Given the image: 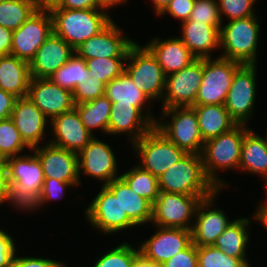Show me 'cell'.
I'll use <instances>...</instances> for the list:
<instances>
[{
    "mask_svg": "<svg viewBox=\"0 0 267 267\" xmlns=\"http://www.w3.org/2000/svg\"><path fill=\"white\" fill-rule=\"evenodd\" d=\"M159 192L212 196L219 189L207 178L201 154L186 153L158 177Z\"/></svg>",
    "mask_w": 267,
    "mask_h": 267,
    "instance_id": "cell-1",
    "label": "cell"
},
{
    "mask_svg": "<svg viewBox=\"0 0 267 267\" xmlns=\"http://www.w3.org/2000/svg\"><path fill=\"white\" fill-rule=\"evenodd\" d=\"M49 12L53 21V33L74 50L112 21L107 11L102 9H51Z\"/></svg>",
    "mask_w": 267,
    "mask_h": 267,
    "instance_id": "cell-2",
    "label": "cell"
},
{
    "mask_svg": "<svg viewBox=\"0 0 267 267\" xmlns=\"http://www.w3.org/2000/svg\"><path fill=\"white\" fill-rule=\"evenodd\" d=\"M248 129L246 124H237L231 130L204 142L201 153L204 171L219 190L226 185L216 172L218 169L239 168L243 138Z\"/></svg>",
    "mask_w": 267,
    "mask_h": 267,
    "instance_id": "cell-3",
    "label": "cell"
},
{
    "mask_svg": "<svg viewBox=\"0 0 267 267\" xmlns=\"http://www.w3.org/2000/svg\"><path fill=\"white\" fill-rule=\"evenodd\" d=\"M13 205L28 210L38 199L45 180L42 165L35 152L32 155L6 159Z\"/></svg>",
    "mask_w": 267,
    "mask_h": 267,
    "instance_id": "cell-4",
    "label": "cell"
},
{
    "mask_svg": "<svg viewBox=\"0 0 267 267\" xmlns=\"http://www.w3.org/2000/svg\"><path fill=\"white\" fill-rule=\"evenodd\" d=\"M257 17L231 20L220 29V57L242 64H256L260 26Z\"/></svg>",
    "mask_w": 267,
    "mask_h": 267,
    "instance_id": "cell-5",
    "label": "cell"
},
{
    "mask_svg": "<svg viewBox=\"0 0 267 267\" xmlns=\"http://www.w3.org/2000/svg\"><path fill=\"white\" fill-rule=\"evenodd\" d=\"M124 71L129 75L137 88L152 102L155 98L156 100H162L166 75L156 58L145 46L142 47L135 42L129 48Z\"/></svg>",
    "mask_w": 267,
    "mask_h": 267,
    "instance_id": "cell-6",
    "label": "cell"
},
{
    "mask_svg": "<svg viewBox=\"0 0 267 267\" xmlns=\"http://www.w3.org/2000/svg\"><path fill=\"white\" fill-rule=\"evenodd\" d=\"M161 114L163 119L171 116V121L167 123L157 121L155 124L157 129L186 153H202L204 141L192 106L162 109Z\"/></svg>",
    "mask_w": 267,
    "mask_h": 267,
    "instance_id": "cell-7",
    "label": "cell"
},
{
    "mask_svg": "<svg viewBox=\"0 0 267 267\" xmlns=\"http://www.w3.org/2000/svg\"><path fill=\"white\" fill-rule=\"evenodd\" d=\"M132 146L141 158L138 165L157 178L186 154L155 126Z\"/></svg>",
    "mask_w": 267,
    "mask_h": 267,
    "instance_id": "cell-8",
    "label": "cell"
},
{
    "mask_svg": "<svg viewBox=\"0 0 267 267\" xmlns=\"http://www.w3.org/2000/svg\"><path fill=\"white\" fill-rule=\"evenodd\" d=\"M242 63L217 57L204 58L203 77L194 105H224L236 70Z\"/></svg>",
    "mask_w": 267,
    "mask_h": 267,
    "instance_id": "cell-9",
    "label": "cell"
},
{
    "mask_svg": "<svg viewBox=\"0 0 267 267\" xmlns=\"http://www.w3.org/2000/svg\"><path fill=\"white\" fill-rule=\"evenodd\" d=\"M210 196H190L179 193L159 192L152 207V220L155 227L183 228L191 230L192 217H195L199 203Z\"/></svg>",
    "mask_w": 267,
    "mask_h": 267,
    "instance_id": "cell-10",
    "label": "cell"
},
{
    "mask_svg": "<svg viewBox=\"0 0 267 267\" xmlns=\"http://www.w3.org/2000/svg\"><path fill=\"white\" fill-rule=\"evenodd\" d=\"M204 70V59L166 76L162 109L194 106Z\"/></svg>",
    "mask_w": 267,
    "mask_h": 267,
    "instance_id": "cell-11",
    "label": "cell"
},
{
    "mask_svg": "<svg viewBox=\"0 0 267 267\" xmlns=\"http://www.w3.org/2000/svg\"><path fill=\"white\" fill-rule=\"evenodd\" d=\"M53 34L49 11L37 10L13 31L11 55L30 63L39 47Z\"/></svg>",
    "mask_w": 267,
    "mask_h": 267,
    "instance_id": "cell-12",
    "label": "cell"
},
{
    "mask_svg": "<svg viewBox=\"0 0 267 267\" xmlns=\"http://www.w3.org/2000/svg\"><path fill=\"white\" fill-rule=\"evenodd\" d=\"M256 64H242L235 73L224 103L237 124H246L256 98Z\"/></svg>",
    "mask_w": 267,
    "mask_h": 267,
    "instance_id": "cell-13",
    "label": "cell"
},
{
    "mask_svg": "<svg viewBox=\"0 0 267 267\" xmlns=\"http://www.w3.org/2000/svg\"><path fill=\"white\" fill-rule=\"evenodd\" d=\"M85 214L90 225L103 234L115 233L137 226L127 216V213H123L118 198L104 185L87 207Z\"/></svg>",
    "mask_w": 267,
    "mask_h": 267,
    "instance_id": "cell-14",
    "label": "cell"
},
{
    "mask_svg": "<svg viewBox=\"0 0 267 267\" xmlns=\"http://www.w3.org/2000/svg\"><path fill=\"white\" fill-rule=\"evenodd\" d=\"M112 20L97 35L83 42L75 53L85 60L92 58H127L129 48L135 43L132 39L123 37Z\"/></svg>",
    "mask_w": 267,
    "mask_h": 267,
    "instance_id": "cell-15",
    "label": "cell"
},
{
    "mask_svg": "<svg viewBox=\"0 0 267 267\" xmlns=\"http://www.w3.org/2000/svg\"><path fill=\"white\" fill-rule=\"evenodd\" d=\"M78 167L79 178L80 173H84L100 181H105L103 185L120 177V175L116 176L117 161L111 146L96 137H93L78 153Z\"/></svg>",
    "mask_w": 267,
    "mask_h": 267,
    "instance_id": "cell-16",
    "label": "cell"
},
{
    "mask_svg": "<svg viewBox=\"0 0 267 267\" xmlns=\"http://www.w3.org/2000/svg\"><path fill=\"white\" fill-rule=\"evenodd\" d=\"M27 97L50 121L75 106L72 93L47 78H31Z\"/></svg>",
    "mask_w": 267,
    "mask_h": 267,
    "instance_id": "cell-17",
    "label": "cell"
},
{
    "mask_svg": "<svg viewBox=\"0 0 267 267\" xmlns=\"http://www.w3.org/2000/svg\"><path fill=\"white\" fill-rule=\"evenodd\" d=\"M41 162L44 178H55L70 184H80L78 153L56 147L52 144L34 147Z\"/></svg>",
    "mask_w": 267,
    "mask_h": 267,
    "instance_id": "cell-18",
    "label": "cell"
},
{
    "mask_svg": "<svg viewBox=\"0 0 267 267\" xmlns=\"http://www.w3.org/2000/svg\"><path fill=\"white\" fill-rule=\"evenodd\" d=\"M219 191L203 199L197 207L195 223L191 229L192 242L197 247L214 245L217 238L233 222L227 219L224 210L210 209Z\"/></svg>",
    "mask_w": 267,
    "mask_h": 267,
    "instance_id": "cell-19",
    "label": "cell"
},
{
    "mask_svg": "<svg viewBox=\"0 0 267 267\" xmlns=\"http://www.w3.org/2000/svg\"><path fill=\"white\" fill-rule=\"evenodd\" d=\"M191 242V230L158 227L155 234L141 243L139 249L147 259L163 264L184 250Z\"/></svg>",
    "mask_w": 267,
    "mask_h": 267,
    "instance_id": "cell-20",
    "label": "cell"
},
{
    "mask_svg": "<svg viewBox=\"0 0 267 267\" xmlns=\"http://www.w3.org/2000/svg\"><path fill=\"white\" fill-rule=\"evenodd\" d=\"M54 133L50 144L79 153L94 137L82 123L75 108L54 117L50 121Z\"/></svg>",
    "mask_w": 267,
    "mask_h": 267,
    "instance_id": "cell-21",
    "label": "cell"
},
{
    "mask_svg": "<svg viewBox=\"0 0 267 267\" xmlns=\"http://www.w3.org/2000/svg\"><path fill=\"white\" fill-rule=\"evenodd\" d=\"M74 54L75 50L53 33L39 47L29 63L31 78L49 79Z\"/></svg>",
    "mask_w": 267,
    "mask_h": 267,
    "instance_id": "cell-22",
    "label": "cell"
},
{
    "mask_svg": "<svg viewBox=\"0 0 267 267\" xmlns=\"http://www.w3.org/2000/svg\"><path fill=\"white\" fill-rule=\"evenodd\" d=\"M152 114L146 111V114L133 105H112L108 135L120 133H129L132 143L138 141L143 135L149 132L158 121Z\"/></svg>",
    "mask_w": 267,
    "mask_h": 267,
    "instance_id": "cell-23",
    "label": "cell"
},
{
    "mask_svg": "<svg viewBox=\"0 0 267 267\" xmlns=\"http://www.w3.org/2000/svg\"><path fill=\"white\" fill-rule=\"evenodd\" d=\"M12 121L19 131L23 141L32 149L39 146L45 135L48 118L27 97L16 98Z\"/></svg>",
    "mask_w": 267,
    "mask_h": 267,
    "instance_id": "cell-24",
    "label": "cell"
},
{
    "mask_svg": "<svg viewBox=\"0 0 267 267\" xmlns=\"http://www.w3.org/2000/svg\"><path fill=\"white\" fill-rule=\"evenodd\" d=\"M145 47L156 58L166 76L184 69L197 59L179 37L164 41L155 37Z\"/></svg>",
    "mask_w": 267,
    "mask_h": 267,
    "instance_id": "cell-25",
    "label": "cell"
},
{
    "mask_svg": "<svg viewBox=\"0 0 267 267\" xmlns=\"http://www.w3.org/2000/svg\"><path fill=\"white\" fill-rule=\"evenodd\" d=\"M181 24L180 39L184 46L197 59L212 58L211 51L220 47V28L190 19Z\"/></svg>",
    "mask_w": 267,
    "mask_h": 267,
    "instance_id": "cell-26",
    "label": "cell"
},
{
    "mask_svg": "<svg viewBox=\"0 0 267 267\" xmlns=\"http://www.w3.org/2000/svg\"><path fill=\"white\" fill-rule=\"evenodd\" d=\"M104 186L118 198L123 213H127V216L136 225L151 222L153 205L131 190L121 177L112 180Z\"/></svg>",
    "mask_w": 267,
    "mask_h": 267,
    "instance_id": "cell-27",
    "label": "cell"
},
{
    "mask_svg": "<svg viewBox=\"0 0 267 267\" xmlns=\"http://www.w3.org/2000/svg\"><path fill=\"white\" fill-rule=\"evenodd\" d=\"M30 80L29 62L13 55L0 56V89L17 98L25 97Z\"/></svg>",
    "mask_w": 267,
    "mask_h": 267,
    "instance_id": "cell-28",
    "label": "cell"
},
{
    "mask_svg": "<svg viewBox=\"0 0 267 267\" xmlns=\"http://www.w3.org/2000/svg\"><path fill=\"white\" fill-rule=\"evenodd\" d=\"M192 107L196 112L204 142L218 137L237 125L224 105H194Z\"/></svg>",
    "mask_w": 267,
    "mask_h": 267,
    "instance_id": "cell-29",
    "label": "cell"
},
{
    "mask_svg": "<svg viewBox=\"0 0 267 267\" xmlns=\"http://www.w3.org/2000/svg\"><path fill=\"white\" fill-rule=\"evenodd\" d=\"M239 169L259 174L267 182V141L251 129L243 138Z\"/></svg>",
    "mask_w": 267,
    "mask_h": 267,
    "instance_id": "cell-30",
    "label": "cell"
},
{
    "mask_svg": "<svg viewBox=\"0 0 267 267\" xmlns=\"http://www.w3.org/2000/svg\"><path fill=\"white\" fill-rule=\"evenodd\" d=\"M105 96L112 102V105H133L142 113L145 103L151 101L137 88L125 71L106 84Z\"/></svg>",
    "mask_w": 267,
    "mask_h": 267,
    "instance_id": "cell-31",
    "label": "cell"
},
{
    "mask_svg": "<svg viewBox=\"0 0 267 267\" xmlns=\"http://www.w3.org/2000/svg\"><path fill=\"white\" fill-rule=\"evenodd\" d=\"M248 218H238L225 229L217 238L214 246L222 250L228 256L246 258V248L249 241Z\"/></svg>",
    "mask_w": 267,
    "mask_h": 267,
    "instance_id": "cell-32",
    "label": "cell"
},
{
    "mask_svg": "<svg viewBox=\"0 0 267 267\" xmlns=\"http://www.w3.org/2000/svg\"><path fill=\"white\" fill-rule=\"evenodd\" d=\"M85 128L91 133L98 128L108 134V124L112 108V102L105 96L83 102L74 106Z\"/></svg>",
    "mask_w": 267,
    "mask_h": 267,
    "instance_id": "cell-33",
    "label": "cell"
},
{
    "mask_svg": "<svg viewBox=\"0 0 267 267\" xmlns=\"http://www.w3.org/2000/svg\"><path fill=\"white\" fill-rule=\"evenodd\" d=\"M36 11L34 0H1L0 25L14 31Z\"/></svg>",
    "mask_w": 267,
    "mask_h": 267,
    "instance_id": "cell-34",
    "label": "cell"
},
{
    "mask_svg": "<svg viewBox=\"0 0 267 267\" xmlns=\"http://www.w3.org/2000/svg\"><path fill=\"white\" fill-rule=\"evenodd\" d=\"M120 177L129 185L136 194L148 200L152 205L159 195L158 178L139 165L120 174Z\"/></svg>",
    "mask_w": 267,
    "mask_h": 267,
    "instance_id": "cell-35",
    "label": "cell"
},
{
    "mask_svg": "<svg viewBox=\"0 0 267 267\" xmlns=\"http://www.w3.org/2000/svg\"><path fill=\"white\" fill-rule=\"evenodd\" d=\"M89 73L85 59L76 53L49 78L54 84L70 91H74L76 85Z\"/></svg>",
    "mask_w": 267,
    "mask_h": 267,
    "instance_id": "cell-36",
    "label": "cell"
},
{
    "mask_svg": "<svg viewBox=\"0 0 267 267\" xmlns=\"http://www.w3.org/2000/svg\"><path fill=\"white\" fill-rule=\"evenodd\" d=\"M247 260L228 256L214 245L197 247L198 267H249Z\"/></svg>",
    "mask_w": 267,
    "mask_h": 267,
    "instance_id": "cell-37",
    "label": "cell"
},
{
    "mask_svg": "<svg viewBox=\"0 0 267 267\" xmlns=\"http://www.w3.org/2000/svg\"><path fill=\"white\" fill-rule=\"evenodd\" d=\"M126 58H92L85 60L91 77H95L105 84L124 72Z\"/></svg>",
    "mask_w": 267,
    "mask_h": 267,
    "instance_id": "cell-38",
    "label": "cell"
},
{
    "mask_svg": "<svg viewBox=\"0 0 267 267\" xmlns=\"http://www.w3.org/2000/svg\"><path fill=\"white\" fill-rule=\"evenodd\" d=\"M25 147L31 150L23 141L12 119L0 120V153L7 159L17 156Z\"/></svg>",
    "mask_w": 267,
    "mask_h": 267,
    "instance_id": "cell-39",
    "label": "cell"
},
{
    "mask_svg": "<svg viewBox=\"0 0 267 267\" xmlns=\"http://www.w3.org/2000/svg\"><path fill=\"white\" fill-rule=\"evenodd\" d=\"M140 249H135L128 242L122 243L100 257L93 267H132Z\"/></svg>",
    "mask_w": 267,
    "mask_h": 267,
    "instance_id": "cell-40",
    "label": "cell"
},
{
    "mask_svg": "<svg viewBox=\"0 0 267 267\" xmlns=\"http://www.w3.org/2000/svg\"><path fill=\"white\" fill-rule=\"evenodd\" d=\"M189 19L204 22L220 29L222 26L220 9L216 0H196Z\"/></svg>",
    "mask_w": 267,
    "mask_h": 267,
    "instance_id": "cell-41",
    "label": "cell"
},
{
    "mask_svg": "<svg viewBox=\"0 0 267 267\" xmlns=\"http://www.w3.org/2000/svg\"><path fill=\"white\" fill-rule=\"evenodd\" d=\"M106 84L88 73L85 78L76 85L72 92V98L75 105L97 99L105 95Z\"/></svg>",
    "mask_w": 267,
    "mask_h": 267,
    "instance_id": "cell-42",
    "label": "cell"
},
{
    "mask_svg": "<svg viewBox=\"0 0 267 267\" xmlns=\"http://www.w3.org/2000/svg\"><path fill=\"white\" fill-rule=\"evenodd\" d=\"M256 0H218L220 15L224 14L229 21L255 16L253 5Z\"/></svg>",
    "mask_w": 267,
    "mask_h": 267,
    "instance_id": "cell-43",
    "label": "cell"
},
{
    "mask_svg": "<svg viewBox=\"0 0 267 267\" xmlns=\"http://www.w3.org/2000/svg\"><path fill=\"white\" fill-rule=\"evenodd\" d=\"M79 186V184H70L68 182L59 181L55 178H45L43 187L37 201L28 209L34 210L44 206L47 201L54 200L55 198L63 197L66 187Z\"/></svg>",
    "mask_w": 267,
    "mask_h": 267,
    "instance_id": "cell-44",
    "label": "cell"
},
{
    "mask_svg": "<svg viewBox=\"0 0 267 267\" xmlns=\"http://www.w3.org/2000/svg\"><path fill=\"white\" fill-rule=\"evenodd\" d=\"M161 265L162 267H198L197 246L191 242L184 250Z\"/></svg>",
    "mask_w": 267,
    "mask_h": 267,
    "instance_id": "cell-45",
    "label": "cell"
},
{
    "mask_svg": "<svg viewBox=\"0 0 267 267\" xmlns=\"http://www.w3.org/2000/svg\"><path fill=\"white\" fill-rule=\"evenodd\" d=\"M196 0H172L165 10L159 15L168 14L180 21L190 18Z\"/></svg>",
    "mask_w": 267,
    "mask_h": 267,
    "instance_id": "cell-46",
    "label": "cell"
},
{
    "mask_svg": "<svg viewBox=\"0 0 267 267\" xmlns=\"http://www.w3.org/2000/svg\"><path fill=\"white\" fill-rule=\"evenodd\" d=\"M15 243L10 234L0 229V267H10L16 254Z\"/></svg>",
    "mask_w": 267,
    "mask_h": 267,
    "instance_id": "cell-47",
    "label": "cell"
},
{
    "mask_svg": "<svg viewBox=\"0 0 267 267\" xmlns=\"http://www.w3.org/2000/svg\"><path fill=\"white\" fill-rule=\"evenodd\" d=\"M10 267H66L61 261L51 260L49 258L36 257H16L14 255Z\"/></svg>",
    "mask_w": 267,
    "mask_h": 267,
    "instance_id": "cell-48",
    "label": "cell"
},
{
    "mask_svg": "<svg viewBox=\"0 0 267 267\" xmlns=\"http://www.w3.org/2000/svg\"><path fill=\"white\" fill-rule=\"evenodd\" d=\"M16 98L13 94L0 89V120L11 117Z\"/></svg>",
    "mask_w": 267,
    "mask_h": 267,
    "instance_id": "cell-49",
    "label": "cell"
},
{
    "mask_svg": "<svg viewBox=\"0 0 267 267\" xmlns=\"http://www.w3.org/2000/svg\"><path fill=\"white\" fill-rule=\"evenodd\" d=\"M3 202H10L13 204L7 168H0V205Z\"/></svg>",
    "mask_w": 267,
    "mask_h": 267,
    "instance_id": "cell-50",
    "label": "cell"
},
{
    "mask_svg": "<svg viewBox=\"0 0 267 267\" xmlns=\"http://www.w3.org/2000/svg\"><path fill=\"white\" fill-rule=\"evenodd\" d=\"M53 9H73V10H82V9H100L96 0H62L61 4Z\"/></svg>",
    "mask_w": 267,
    "mask_h": 267,
    "instance_id": "cell-51",
    "label": "cell"
},
{
    "mask_svg": "<svg viewBox=\"0 0 267 267\" xmlns=\"http://www.w3.org/2000/svg\"><path fill=\"white\" fill-rule=\"evenodd\" d=\"M13 31L0 25V56L11 55Z\"/></svg>",
    "mask_w": 267,
    "mask_h": 267,
    "instance_id": "cell-52",
    "label": "cell"
},
{
    "mask_svg": "<svg viewBox=\"0 0 267 267\" xmlns=\"http://www.w3.org/2000/svg\"><path fill=\"white\" fill-rule=\"evenodd\" d=\"M37 10L50 11L53 8L58 7L62 0H34Z\"/></svg>",
    "mask_w": 267,
    "mask_h": 267,
    "instance_id": "cell-53",
    "label": "cell"
},
{
    "mask_svg": "<svg viewBox=\"0 0 267 267\" xmlns=\"http://www.w3.org/2000/svg\"><path fill=\"white\" fill-rule=\"evenodd\" d=\"M254 218L260 222V224H263L265 229L267 230V199L266 202L260 203L257 212L254 214Z\"/></svg>",
    "mask_w": 267,
    "mask_h": 267,
    "instance_id": "cell-54",
    "label": "cell"
},
{
    "mask_svg": "<svg viewBox=\"0 0 267 267\" xmlns=\"http://www.w3.org/2000/svg\"><path fill=\"white\" fill-rule=\"evenodd\" d=\"M132 267H162V265L147 259L142 253H139L135 257Z\"/></svg>",
    "mask_w": 267,
    "mask_h": 267,
    "instance_id": "cell-55",
    "label": "cell"
},
{
    "mask_svg": "<svg viewBox=\"0 0 267 267\" xmlns=\"http://www.w3.org/2000/svg\"><path fill=\"white\" fill-rule=\"evenodd\" d=\"M126 2L127 0H96L97 6L104 11H107L112 6H117L121 3L125 4Z\"/></svg>",
    "mask_w": 267,
    "mask_h": 267,
    "instance_id": "cell-56",
    "label": "cell"
},
{
    "mask_svg": "<svg viewBox=\"0 0 267 267\" xmlns=\"http://www.w3.org/2000/svg\"><path fill=\"white\" fill-rule=\"evenodd\" d=\"M156 14L160 15L172 0H152Z\"/></svg>",
    "mask_w": 267,
    "mask_h": 267,
    "instance_id": "cell-57",
    "label": "cell"
},
{
    "mask_svg": "<svg viewBox=\"0 0 267 267\" xmlns=\"http://www.w3.org/2000/svg\"><path fill=\"white\" fill-rule=\"evenodd\" d=\"M0 168H7L6 158L1 153H0Z\"/></svg>",
    "mask_w": 267,
    "mask_h": 267,
    "instance_id": "cell-58",
    "label": "cell"
}]
</instances>
